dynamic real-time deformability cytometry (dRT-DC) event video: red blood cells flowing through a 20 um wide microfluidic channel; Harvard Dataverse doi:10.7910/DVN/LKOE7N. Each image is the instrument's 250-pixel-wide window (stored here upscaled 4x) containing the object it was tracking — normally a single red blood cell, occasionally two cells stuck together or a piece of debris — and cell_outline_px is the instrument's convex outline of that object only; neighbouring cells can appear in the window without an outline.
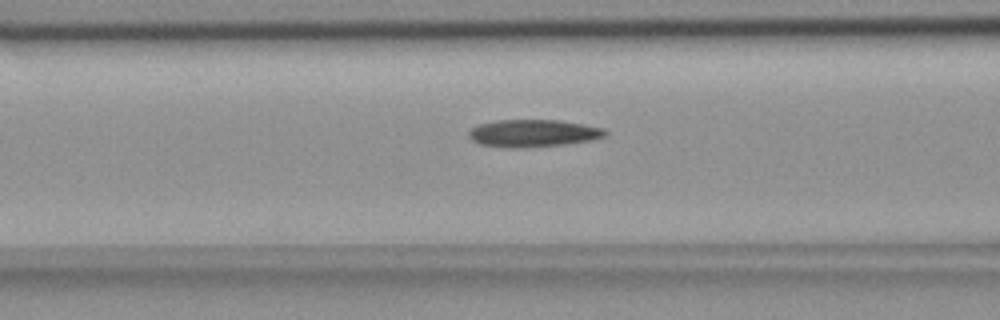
{"species": "common noctule bat (a hibernating species)", "species_latin": "Nyctalus noctula", "temperature_condition": "room temperature", "stored_images_in_passage": 38, "camera_frame_rate_fps": 3000, "um_per_image_px": 0.085, "animal": {"sex": "female", "body_mass_g": 18.4}, "frame": {"image": 1, "passage_image": 5, "time_ms": 1.333, "image_size_px": [1000, 320], "cell_outline_px": [[608, 132], [604, 136], [592, 140], [564, 144], [520, 148], [508, 148], [480, 144], [472, 140], [468, 136], [468, 132], [472, 128], [480, 124], [496, 120], [560, 120], [604, 128]], "centroid_in_image_um": [45.31, 11.32], "position_along_channel_um": 121.3, "area_um2": 21.73}}
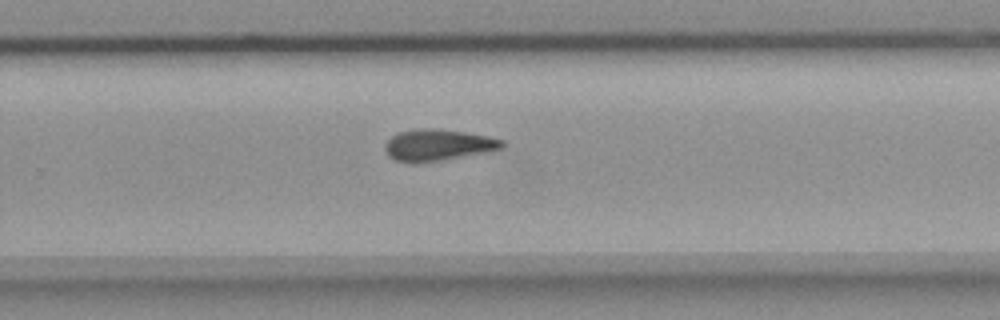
{"frame": {"image": 2, "passage_image": 19, "time_ms": 6.0, "image_size_px": [1000, 320], "cell_outline_px": [[504, 148], [440, 160], [416, 164], [412, 164], [396, 160], [388, 156], [384, 148], [384, 144], [392, 136], [400, 132], [420, 128], [432, 128], [464, 132], [488, 136], [504, 140]], "centroid_in_image_um": [37.18, 12.33], "position_along_channel_um": 292.6, "area_um2": 21.33}}
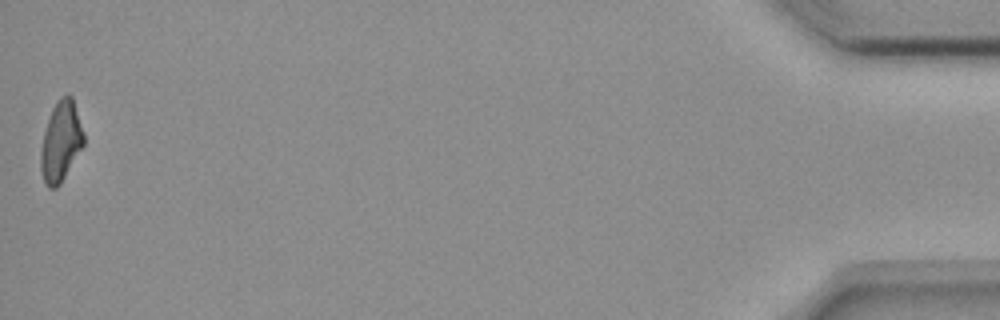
{"frame": {"image": 3, "passage_image": 38, "time_ms": 12.333, "image_size_px": [1000, 320], "cell_outline_px": [[84, 144], [60, 184], [56, 188], [48, 188], [44, 180], [40, 168], [40, 152], [44, 132], [52, 108], [56, 100], [60, 96], [68, 92], [72, 96], [84, 132]], "centroid_in_image_um": [5.17, 11.98], "position_along_channel_um": 430.0, "area_um2": 20.11}}